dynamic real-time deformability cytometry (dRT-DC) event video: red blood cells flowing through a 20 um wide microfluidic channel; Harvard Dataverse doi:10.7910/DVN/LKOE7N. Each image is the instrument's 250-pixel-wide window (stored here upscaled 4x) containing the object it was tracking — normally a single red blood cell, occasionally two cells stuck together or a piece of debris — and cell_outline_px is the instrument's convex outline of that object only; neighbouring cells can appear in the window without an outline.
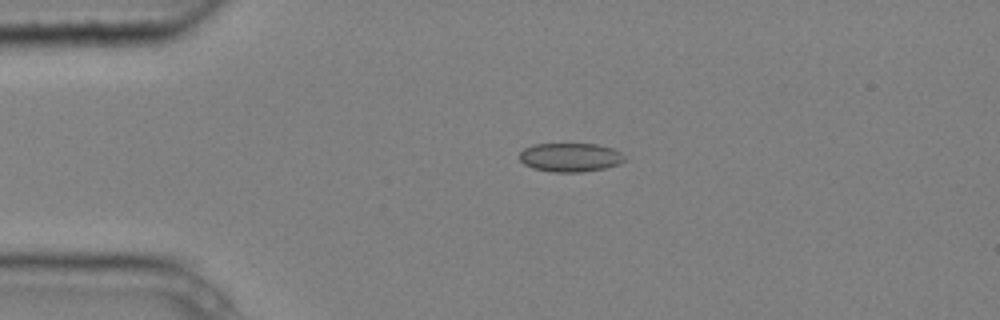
{"species": "common noctule bat (a hibernating species)", "species_latin": "Nyctalus noctula", "temperature_condition": "cold", "stored_images_in_passage": 4, "camera_frame_rate_fps": 3000, "um_per_image_px": 0.085, "animal": {"sex": "male", "body_mass_g": 20.4}, "frame": {"image": 1, "passage_image": 3, "time_ms": 0.667, "image_size_px": [1000, 320], "cell_outline_px": [[628, 160], [620, 164], [604, 168], [584, 172], [552, 172], [532, 168], [524, 164], [520, 160], [520, 152], [524, 148], [532, 144], [596, 144], [612, 148], [620, 152]], "centroid_in_image_um": [48.48, 13.38], "position_along_channel_um": 36.5, "area_um2": 17.8}}